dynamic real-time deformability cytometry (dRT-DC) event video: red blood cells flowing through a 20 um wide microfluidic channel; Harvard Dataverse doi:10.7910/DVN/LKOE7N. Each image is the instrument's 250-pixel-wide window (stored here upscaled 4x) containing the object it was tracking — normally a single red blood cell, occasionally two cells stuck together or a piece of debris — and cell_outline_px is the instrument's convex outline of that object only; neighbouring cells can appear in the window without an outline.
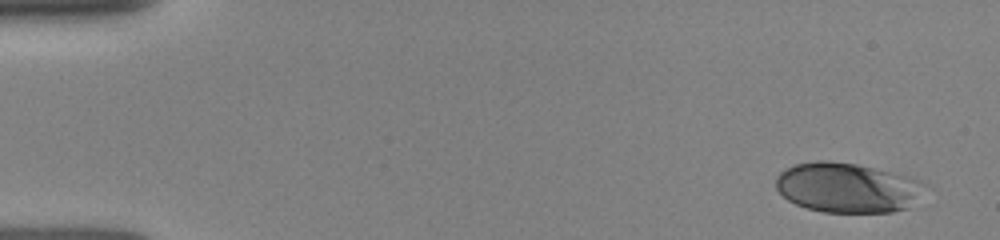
{"species": "human", "species_latin": "Homo sapiens", "temperature_condition": "room temperature", "stored_images_in_passage": 4, "camera_frame_rate_fps": 3000, "um_per_image_px": 0.085, "donor": {"sex": "female"}, "frame": {"image": 1, "passage_image": 1, "time_ms": 0.0, "image_size_px": [1000, 240], "cell_outline_px": [[932, 188], [904, 208], [892, 212], [824, 212], [808, 208], [796, 204], [788, 200], [776, 188], [776, 176], [780, 172], [796, 164], [816, 160], [828, 160], [856, 164], [912, 176], [924, 180], [932, 184]], "centroid_in_image_um": [72.12, 15.93], "position_along_channel_um": 12.9, "area_um2": 43.81}}
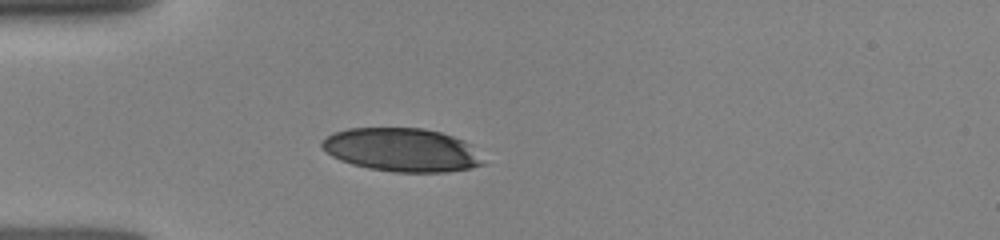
{"frame": {"image": 2, "passage_image": 4, "time_ms": 3.667, "image_size_px": [1000, 240], "cell_outline_px": [[488, 164], [468, 168], [444, 172], [392, 172], [368, 168], [352, 164], [340, 160], [332, 156], [320, 144], [332, 132], [348, 128], [424, 128], [440, 132], [464, 140], [472, 144]], "centroid_in_image_um": [34.21, 12.74], "position_along_channel_um": 50.8, "area_um2": 41.04}}